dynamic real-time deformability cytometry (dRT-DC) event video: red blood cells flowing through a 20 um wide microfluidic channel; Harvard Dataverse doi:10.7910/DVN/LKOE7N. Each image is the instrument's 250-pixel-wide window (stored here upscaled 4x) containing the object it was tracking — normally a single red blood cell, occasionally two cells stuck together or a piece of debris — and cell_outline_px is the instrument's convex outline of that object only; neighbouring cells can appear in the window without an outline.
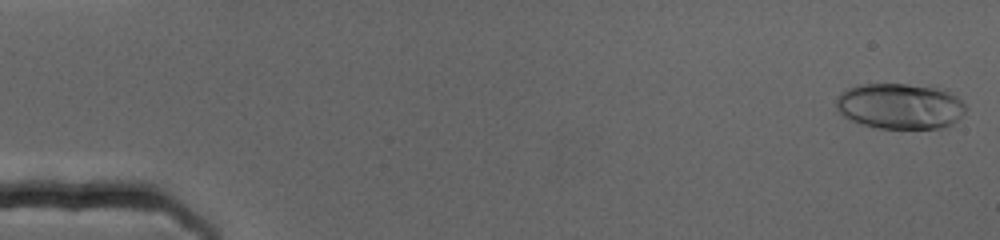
{"species": "human", "species_latin": "Homo sapiens", "temperature_condition": "cold", "stored_images_in_passage": 72, "camera_frame_rate_fps": 3000, "um_per_image_px": 0.085, "donor": {"sex": "female"}, "frame": {"image": 1, "passage_image": 2, "time_ms": 0.333, "image_size_px": [1000, 240], "cell_outline_px": [[968, 108], [952, 124], [940, 128], [880, 128], [864, 124], [852, 120], [844, 116], [836, 108], [836, 96], [844, 88], [856, 84], [908, 84], [948, 88]], "centroid_in_image_um": [76.5, 8.99], "position_along_channel_um": 8.5, "area_um2": 34.91}}
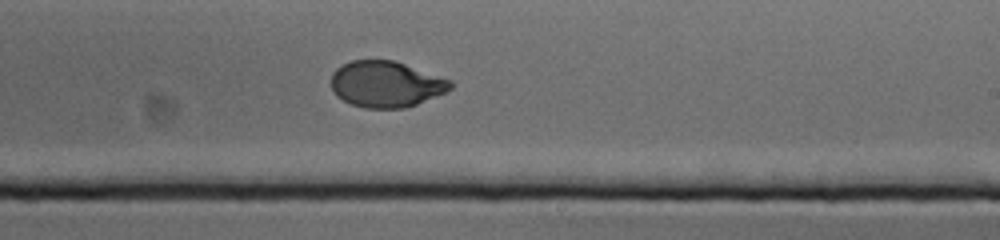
{"frame": {"image": 2, "passage_image": 44, "time_ms": 14.333, "image_size_px": [1000, 240], "cell_outline_px": [[452, 88], [444, 92], [416, 104], [404, 108], [364, 108], [352, 104], [336, 96], [332, 88], [332, 72], [340, 64], [352, 60], [392, 60], [452, 80]], "centroid_in_image_um": [32.77, 7.15], "position_along_channel_um": 256.2, "area_um2": 31.85}}
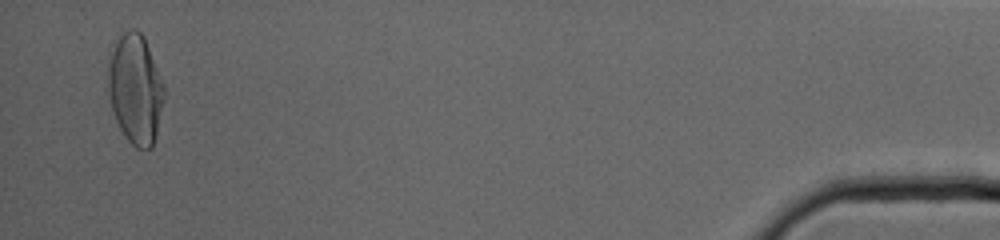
{"frame": {"image": 3, "passage_image": 70, "time_ms": 23.0, "image_size_px": [1000, 240], "cell_outline_px": [[164, 96], [156, 132], [152, 148], [136, 148], [124, 136], [116, 120], [112, 108], [108, 88], [108, 72], [112, 52], [120, 36], [124, 32], [132, 28], [136, 28], [144, 36], [164, 84]], "centroid_in_image_um": [11.52, 7.57], "position_along_channel_um": 423.7, "area_um2": 35.2}}